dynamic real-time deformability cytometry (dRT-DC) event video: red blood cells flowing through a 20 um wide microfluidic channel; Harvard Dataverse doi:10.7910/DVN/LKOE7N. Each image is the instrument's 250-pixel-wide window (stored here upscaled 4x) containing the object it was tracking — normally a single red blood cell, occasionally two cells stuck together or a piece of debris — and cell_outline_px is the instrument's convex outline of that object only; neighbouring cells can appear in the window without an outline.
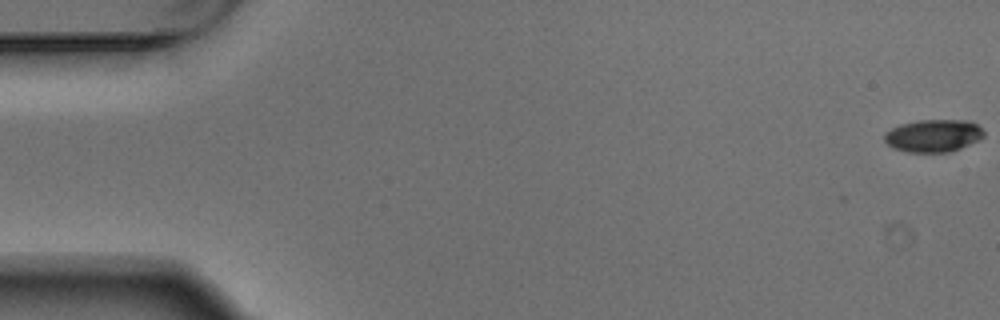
{"species": "Egyptian fruit bat (a non-hibernating species)", "species_latin": "Rousettus aegyptiacus", "temperature_condition": "warm", "stored_images_in_passage": 4, "camera_frame_rate_fps": 3000, "um_per_image_px": 0.085, "animal": {"sex": "male"}, "frame": {"image": 1, "passage_image": 1, "time_ms": 0.0, "image_size_px": [1000, 320], "cell_outline_px": [[984, 136], [960, 148], [948, 152], [908, 152], [892, 148], [884, 140], [884, 132], [900, 124], [916, 120], [972, 120], [984, 132]], "centroid_in_image_um": [79.3, 11.52], "position_along_channel_um": 5.7, "area_um2": 18.84}}